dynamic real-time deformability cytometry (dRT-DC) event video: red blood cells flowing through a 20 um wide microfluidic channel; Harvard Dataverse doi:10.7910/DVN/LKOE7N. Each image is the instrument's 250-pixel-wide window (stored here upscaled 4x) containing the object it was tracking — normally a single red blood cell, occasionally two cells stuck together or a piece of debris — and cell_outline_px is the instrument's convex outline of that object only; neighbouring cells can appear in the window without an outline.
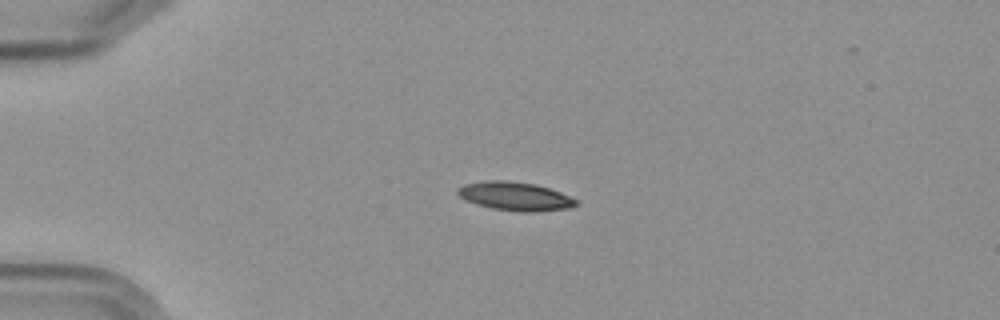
{"species": "Egyptian fruit bat (a non-hibernating species)", "species_latin": "Rousettus aegyptiacus", "temperature_condition": "cold", "stored_images_in_passage": 5, "camera_frame_rate_fps": 3000, "um_per_image_px": 0.085, "frame": {"image": 1, "passage_image": 4, "time_ms": 3.667, "image_size_px": [1000, 320], "cell_outline_px": [[576, 204], [568, 208], [536, 212], [524, 212], [492, 208], [476, 204], [460, 196], [456, 192], [456, 188], [464, 184], [488, 180], [508, 180], [536, 184], [560, 192], [576, 200]], "centroid_in_image_um": [43.75, 16.67], "position_along_channel_um": 41.3, "area_um2": 19.54}}